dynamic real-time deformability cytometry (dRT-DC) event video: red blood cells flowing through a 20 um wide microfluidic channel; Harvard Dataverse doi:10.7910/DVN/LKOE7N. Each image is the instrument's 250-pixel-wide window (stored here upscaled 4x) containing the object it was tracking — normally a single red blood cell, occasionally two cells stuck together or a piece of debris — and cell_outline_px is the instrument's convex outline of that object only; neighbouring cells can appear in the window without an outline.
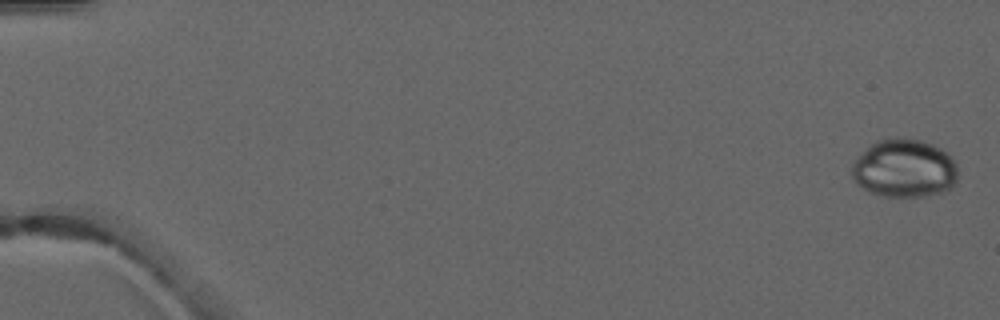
{"species": "common noctule bat (a hibernating species)", "species_latin": "Nyctalus noctula", "temperature_condition": "warm", "stored_images_in_passage": 4, "camera_frame_rate_fps": 3000, "um_per_image_px": 0.085, "animal": {"sex": "male", "forearm_length_mm": 52.5}, "frame": {"image": 1, "passage_image": 1, "time_ms": 0.0, "image_size_px": [1000, 320], "cell_outline_px": [[956, 180], [948, 188], [940, 192], [928, 196], [880, 196], [868, 192], [856, 184], [852, 176], [852, 164], [876, 140], [888, 136], [896, 136], [920, 140], [932, 144], [948, 152], [956, 164]], "centroid_in_image_um": [76.84, 14.3], "position_along_channel_um": 8.2, "area_um2": 36.07}}